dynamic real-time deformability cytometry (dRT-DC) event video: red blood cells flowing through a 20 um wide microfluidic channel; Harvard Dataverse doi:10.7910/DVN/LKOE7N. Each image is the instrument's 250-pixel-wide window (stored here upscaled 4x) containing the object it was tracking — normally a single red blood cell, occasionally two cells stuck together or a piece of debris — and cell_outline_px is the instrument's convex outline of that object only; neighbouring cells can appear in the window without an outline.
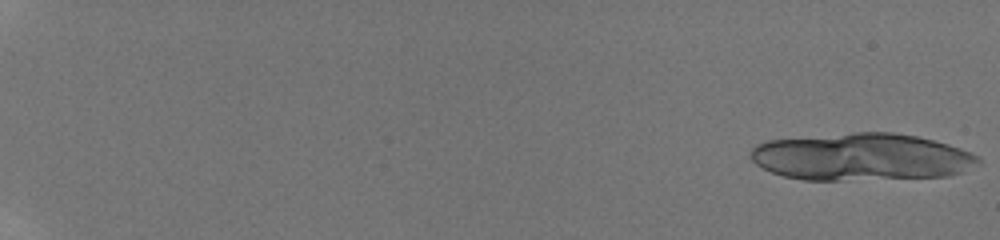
{"species": "human", "species_latin": "Homo sapiens", "temperature_condition": "room temperature", "stored_images_in_passage": 16, "camera_frame_rate_fps": 3000, "um_per_image_px": 0.085, "donor": {"sex": "male"}, "frame": {"image": 1, "passage_image": 1, "time_ms": 0.0, "image_size_px": [1000, 240], "cell_outline_px": [[980, 160], [960, 172], [948, 176], [836, 180], [804, 180], [784, 176], [772, 172], [756, 164], [752, 160], [752, 148], [756, 144], [768, 140], [856, 132], [892, 132], [916, 136], [948, 144], [972, 152], [980, 156]], "centroid_in_image_um": [73.2, 13.33], "position_along_channel_um": 11.8, "area_um2": 62.14}}